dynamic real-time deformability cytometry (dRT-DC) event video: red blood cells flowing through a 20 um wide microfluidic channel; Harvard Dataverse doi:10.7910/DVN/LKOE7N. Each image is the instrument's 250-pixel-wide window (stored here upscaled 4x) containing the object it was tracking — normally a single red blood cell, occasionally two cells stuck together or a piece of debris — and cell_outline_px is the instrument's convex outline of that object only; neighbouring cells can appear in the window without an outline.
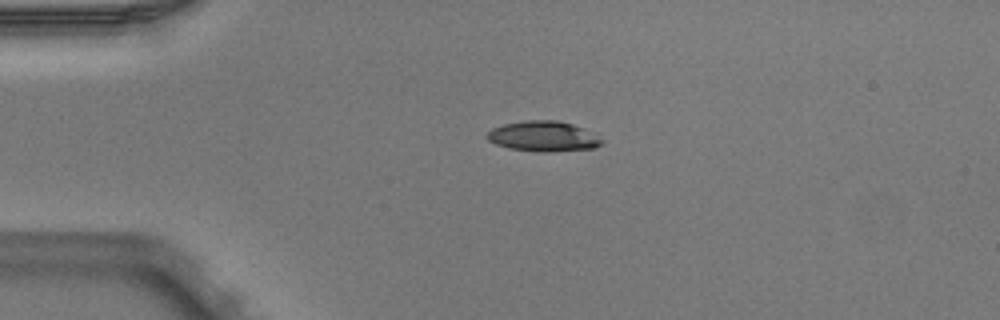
{"species": "Egyptian fruit bat (a non-hibernating species)", "species_latin": "Rousettus aegyptiacus", "temperature_condition": "warm", "stored_images_in_passage": 4, "camera_frame_rate_fps": 3000, "um_per_image_px": 0.085, "animal": {"sex": "male"}, "frame": {"image": 1, "passage_image": 1, "time_ms": 0.0, "image_size_px": [1000, 320], "cell_outline_px": [[604, 144], [596, 148], [552, 152], [540, 152], [508, 148], [496, 144], [488, 140], [484, 136], [492, 128], [504, 124], [524, 120], [556, 120], [572, 124], [584, 128], [604, 140]], "centroid_in_image_um": [46.2, 11.59], "position_along_channel_um": 38.8, "area_um2": 20.52}}
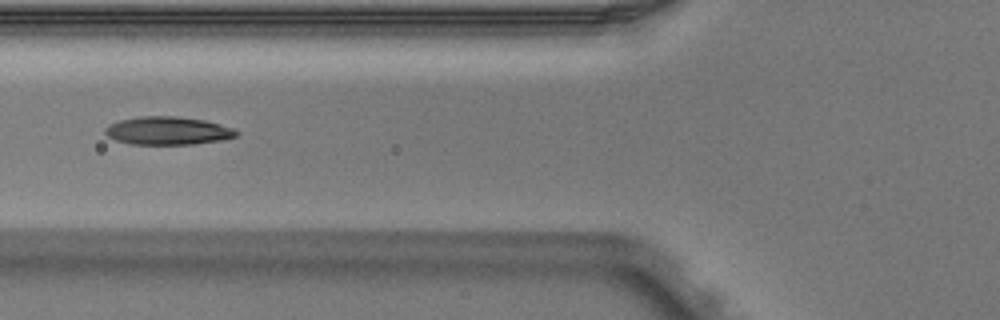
{"frame": {"image": 2, "passage_image": 3, "time_ms": 0.667, "image_size_px": [1000, 320], "cell_outline_px": [[240, 132], [236, 136], [220, 140], [192, 144], [132, 144], [116, 140], [108, 136], [104, 132], [104, 128], [120, 120], [140, 116], [176, 116], [204, 120], [220, 124], [232, 128]], "centroid_in_image_um": [14.26, 11.11], "position_along_channel_um": 111.5, "area_um2": 21.27}}
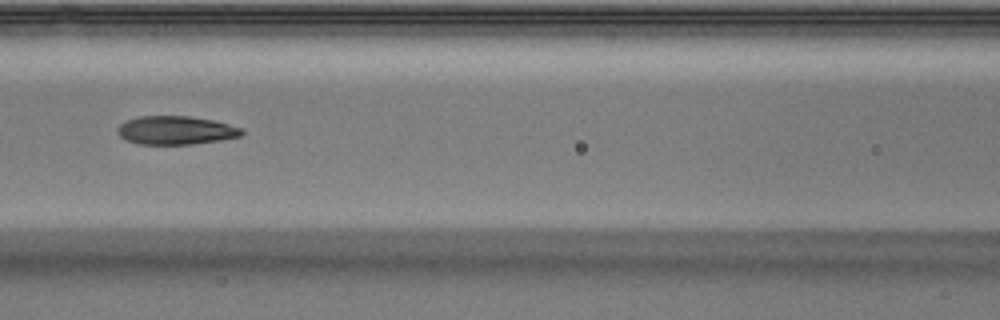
{"frame": {"image": 3, "passage_image": 4, "time_ms": 1.0, "image_size_px": [1000, 320], "cell_outline_px": [[244, 132], [240, 136], [220, 140], [192, 144], [140, 144], [128, 140], [120, 136], [116, 132], [116, 128], [120, 124], [128, 120], [140, 116], [188, 116], [212, 120], [244, 128]], "centroid_in_image_um": [14.95, 11.07], "position_along_channel_um": 151.7, "area_um2": 20.52}}